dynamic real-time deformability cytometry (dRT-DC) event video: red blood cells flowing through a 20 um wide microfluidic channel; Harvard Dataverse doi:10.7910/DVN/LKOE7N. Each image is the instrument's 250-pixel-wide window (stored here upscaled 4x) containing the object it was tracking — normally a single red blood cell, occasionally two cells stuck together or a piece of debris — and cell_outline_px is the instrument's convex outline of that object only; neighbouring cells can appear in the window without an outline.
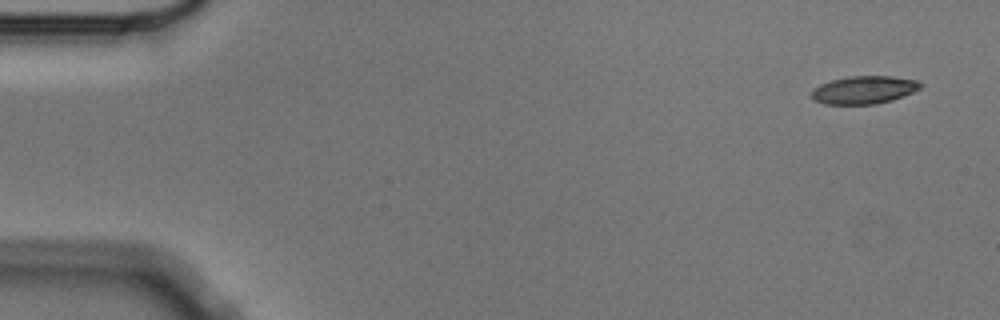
{"species": "Egyptian fruit bat (a non-hibernating species)", "species_latin": "Rousettus aegyptiacus", "temperature_condition": "cold", "stored_images_in_passage": 4, "segment_of_instrument_passage": [2, 2], "camera_frame_rate_fps": 3000, "um_per_image_px": 0.085, "animal": {"sex": "male"}, "frame": {"image": 1, "passage_image": 4, "time_ms": 1.0, "image_size_px": [1000, 320], "cell_outline_px": [[924, 84], [920, 88], [912, 92], [892, 100], [876, 104], [824, 104], [816, 100], [812, 96], [812, 88], [820, 84], [832, 80], [848, 76], [892, 76], [916, 80]], "centroid_in_image_um": [73.44, 7.63], "position_along_channel_um": 11.6, "area_um2": 17.63}}